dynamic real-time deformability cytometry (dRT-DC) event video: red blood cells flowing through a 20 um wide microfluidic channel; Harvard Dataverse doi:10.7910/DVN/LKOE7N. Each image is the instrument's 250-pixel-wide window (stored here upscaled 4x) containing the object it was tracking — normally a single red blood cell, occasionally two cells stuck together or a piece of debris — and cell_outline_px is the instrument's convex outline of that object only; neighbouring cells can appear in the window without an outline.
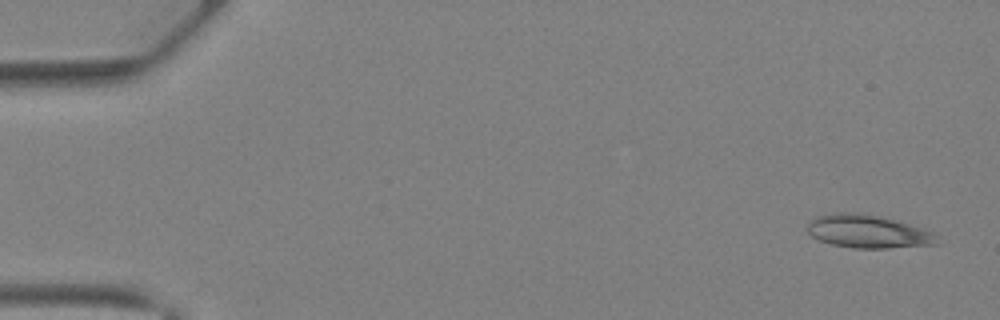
{"species": "Egyptian fruit bat (a non-hibernating species)", "species_latin": "Rousettus aegyptiacus", "temperature_condition": "warm", "stored_images_in_passage": 40, "camera_frame_rate_fps": 3000, "um_per_image_px": 0.085, "animal": {"sex": "female"}, "frame": {"image": 1, "passage_image": 1, "time_ms": 0.0, "image_size_px": [1000, 320], "cell_outline_px": [[940, 244], [888, 248], [852, 248], [832, 244], [820, 240], [812, 236], [804, 228], [808, 220], [816, 216], [836, 212], [860, 212], [880, 216], [936, 232]], "centroid_in_image_um": [73.76, 19.67], "position_along_channel_um": 11.2, "area_um2": 25.43}}
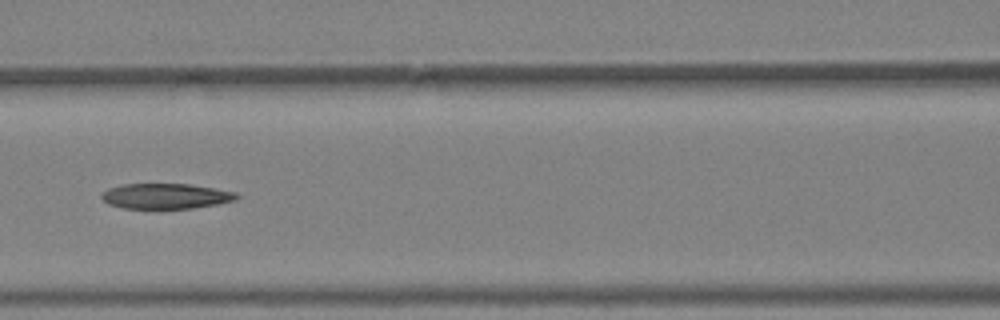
{"frame": {"image": 2, "passage_image": 18, "time_ms": 5.667, "image_size_px": [1000, 320], "cell_outline_px": [[240, 196], [236, 200], [216, 204], [192, 208], [124, 208], [108, 204], [100, 196], [100, 192], [108, 188], [120, 184], [188, 184], [216, 188], [236, 192]], "centroid_in_image_um": [14.07, 16.66], "position_along_channel_um": 152.5, "area_um2": 20.0}}
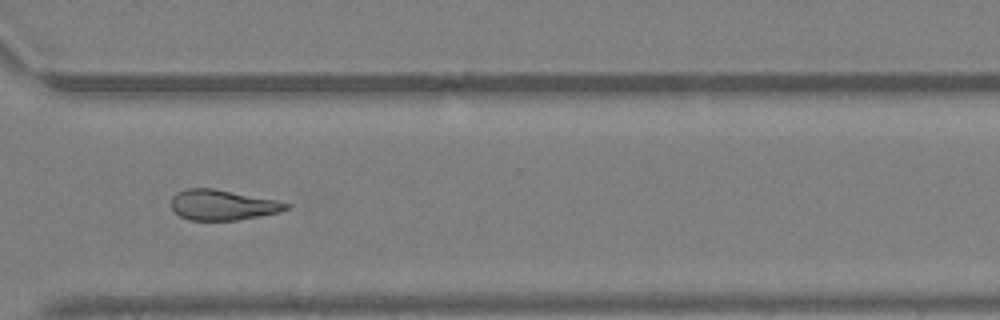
{"frame": {"image": 3, "passage_image": 30, "time_ms": 9.667, "image_size_px": [1000, 320], "cell_outline_px": [[292, 208], [280, 212], [236, 220], [188, 220], [180, 216], [172, 208], [172, 196], [176, 192], [188, 188], [212, 188], [276, 200], [292, 204]], "centroid_in_image_um": [18.94, 17.42], "position_along_channel_um": 351.7, "area_um2": 20.29}, "authors_computed_cell_mechanics": {"area_um2": 21.9062, "velocity_mm_per_s": 4.9882, "shape_relaxation_time_tau1_ms": null, "shape_relaxation_time_tau2_ms": 5.7018, "deformation_change_tau1": null, "deformation_change_tau2": 0.1974}}